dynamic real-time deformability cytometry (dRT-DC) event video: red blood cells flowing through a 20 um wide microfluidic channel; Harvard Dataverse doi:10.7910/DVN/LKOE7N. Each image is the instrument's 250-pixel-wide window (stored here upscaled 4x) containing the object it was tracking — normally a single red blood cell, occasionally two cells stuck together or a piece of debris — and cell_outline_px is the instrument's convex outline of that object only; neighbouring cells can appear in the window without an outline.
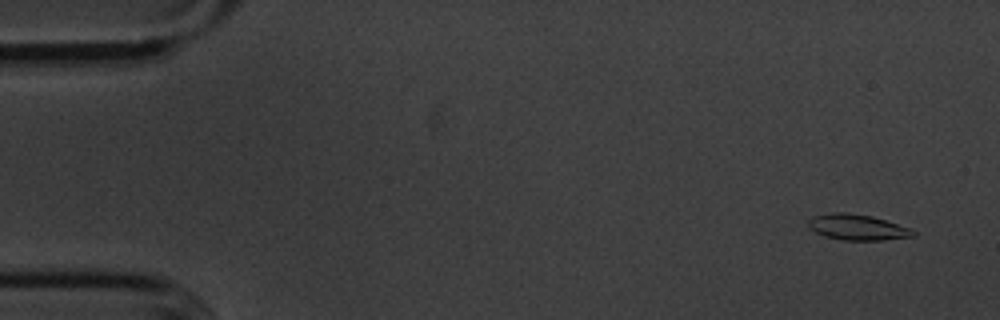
{"species": "common noctule bat (a hibernating species)", "species_latin": "Nyctalus noctula", "temperature_condition": "cold", "stored_images_in_passage": 56, "camera_frame_rate_fps": 3000, "um_per_image_px": 0.085, "animal": {"sex": "male", "body_mass_g": 20.1, "forearm_length_mm": 53.5}, "frame": {"image": 1, "passage_image": 3, "time_ms": 0.667, "image_size_px": [1000, 320], "cell_outline_px": [[916, 236], [884, 240], [844, 240], [824, 236], [816, 232], [808, 224], [808, 220], [812, 216], [832, 212], [848, 212], [872, 216], [908, 228], [916, 232]], "centroid_in_image_um": [72.86, 19.31], "position_along_channel_um": 12.1, "area_um2": 15.61}}
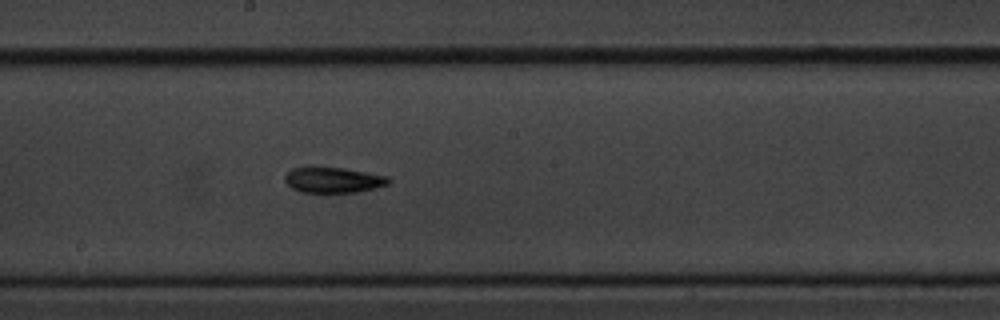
{"frame": {"image": 2, "passage_image": 30, "time_ms": 9.667, "image_size_px": [1000, 320], "cell_outline_px": [[392, 180], [388, 184], [356, 192], [300, 192], [292, 188], [284, 180], [284, 176], [292, 168], [312, 164], [316, 164], [344, 168], [388, 176]], "centroid_in_image_um": [28.26, 15.25], "position_along_channel_um": 219.9, "area_um2": 15.95}}
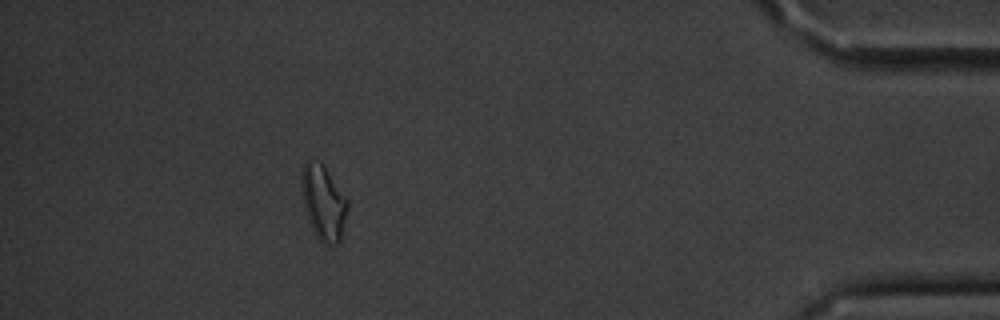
{"frame": {"image": 3, "passage_image": 50, "time_ms": 16.333, "image_size_px": [1000, 320], "cell_outline_px": [[348, 208], [340, 240], [332, 248], [324, 244], [316, 236], [308, 220], [304, 208], [300, 184], [300, 176], [304, 164], [308, 156], [320, 164], [324, 168], [348, 200]], "centroid_in_image_um": [27.46, 17.24], "position_along_channel_um": 407.7, "area_um2": 20.06}, "authors_computed_cell_mechanics": {"area_um2": 15.2881, "velocity_mm_per_s": 3.5843, "shape_relaxation_time_tau1_ms": 4.3295, "shape_relaxation_time_tau2_ms": null, "deformation_change_tau1": 0.1526, "deformation_change_tau2": null}}